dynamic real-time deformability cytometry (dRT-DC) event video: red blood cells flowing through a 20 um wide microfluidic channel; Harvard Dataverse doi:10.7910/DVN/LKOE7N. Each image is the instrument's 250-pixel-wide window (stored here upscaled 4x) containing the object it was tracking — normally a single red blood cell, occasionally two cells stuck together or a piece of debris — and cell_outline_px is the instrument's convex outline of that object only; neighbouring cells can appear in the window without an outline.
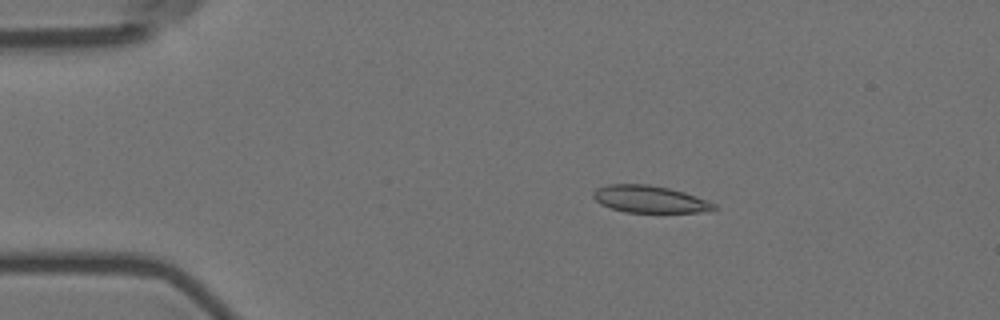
{"species": "Egyptian fruit bat (a non-hibernating species)", "species_latin": "Rousettus aegyptiacus", "temperature_condition": "room temperature", "stored_images_in_passage": 5, "camera_frame_rate_fps": 3000, "um_per_image_px": 0.085, "animal": {"sex": "female"}, "frame": {"image": 1, "passage_image": 2, "time_ms": 0.333, "image_size_px": [1000, 320], "cell_outline_px": [[720, 208], [712, 212], [624, 212], [600, 204], [592, 196], [592, 192], [596, 188], [608, 184], [648, 184], [668, 188], [684, 192], [708, 200], [716, 204]], "centroid_in_image_um": [55.27, 16.93], "position_along_channel_um": 29.7, "area_um2": 19.31}}
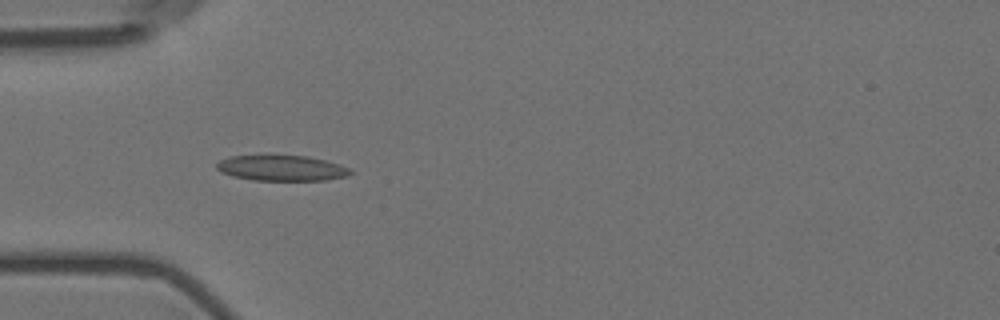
{"frame": {"image": 2, "passage_image": 4, "time_ms": 1.0, "image_size_px": [1000, 320], "cell_outline_px": [[352, 172], [348, 176], [324, 180], [252, 180], [232, 176], [220, 172], [216, 168], [216, 164], [220, 160], [228, 156], [308, 156], [340, 164], [348, 168]], "centroid_in_image_um": [23.91, 14.29], "position_along_channel_um": 61.1, "area_um2": 19.77}}
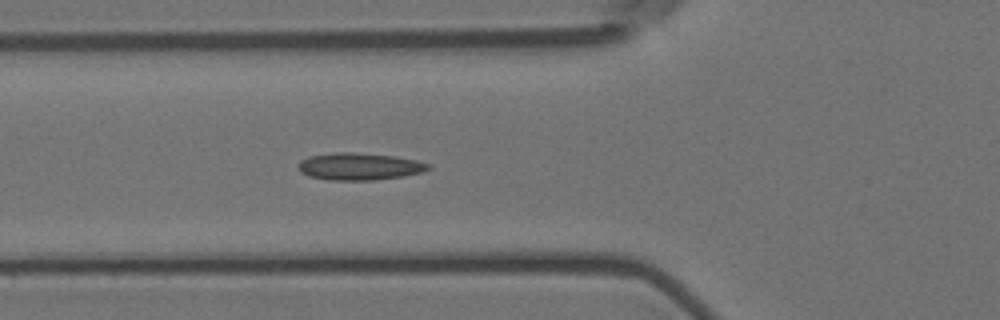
{"frame": {"image": 3, "passage_image": 5, "time_ms": 1.333, "image_size_px": [1000, 320], "cell_outline_px": [[432, 168], [420, 172], [404, 176], [376, 180], [328, 180], [308, 176], [300, 172], [296, 164], [300, 160], [308, 156], [332, 152], [352, 152], [396, 156], [416, 160], [432, 164]], "centroid_in_image_um": [30.52, 14.14], "position_along_channel_um": 95.3, "area_um2": 20.92}}